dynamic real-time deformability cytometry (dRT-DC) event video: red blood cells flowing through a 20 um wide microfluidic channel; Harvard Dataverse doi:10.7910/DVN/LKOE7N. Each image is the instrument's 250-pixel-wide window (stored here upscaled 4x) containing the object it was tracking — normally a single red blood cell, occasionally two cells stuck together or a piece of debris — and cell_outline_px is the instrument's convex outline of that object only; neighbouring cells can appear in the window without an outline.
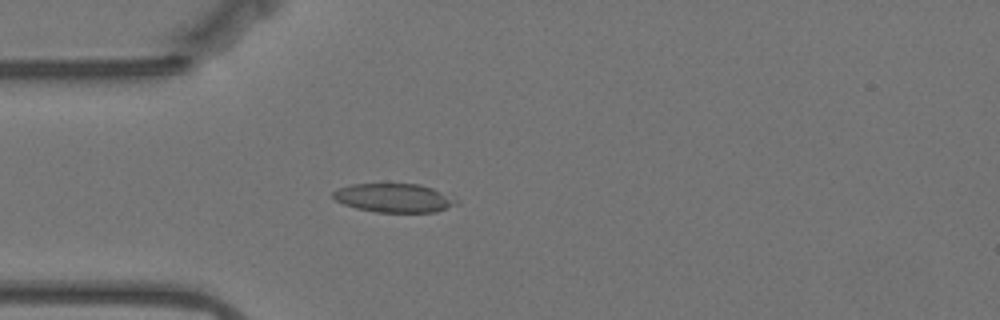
{"species": "Egyptian fruit bat (a non-hibernating species)", "species_latin": "Rousettus aegyptiacus", "temperature_condition": "warm", "stored_images_in_passage": 58, "camera_frame_rate_fps": 3000, "um_per_image_px": 0.085, "animal": {"sex": "female"}, "frame": {"image": 1, "passage_image": 16, "time_ms": 5.0, "image_size_px": [1000, 320], "cell_outline_px": [[460, 204], [436, 212], [376, 212], [356, 208], [344, 204], [336, 200], [332, 196], [332, 192], [340, 188], [352, 184], [420, 184], [452, 192], [460, 200]], "centroid_in_image_um": [33.66, 16.82], "position_along_channel_um": 51.3, "area_um2": 21.27}}
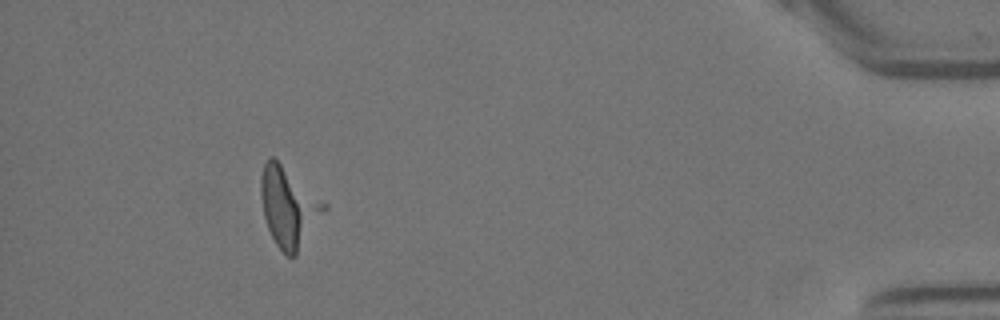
{"frame": {"image": 2, "passage_image": 53, "time_ms": 17.333, "image_size_px": [1000, 320], "cell_outline_px": [[308, 208], [296, 256], [288, 256], [276, 244], [268, 228], [264, 216], [260, 192], [260, 180], [264, 164], [272, 156], [276, 156]], "centroid_in_image_um": [23.98, 17.58], "position_along_channel_um": 411.2, "area_um2": 21.73}}